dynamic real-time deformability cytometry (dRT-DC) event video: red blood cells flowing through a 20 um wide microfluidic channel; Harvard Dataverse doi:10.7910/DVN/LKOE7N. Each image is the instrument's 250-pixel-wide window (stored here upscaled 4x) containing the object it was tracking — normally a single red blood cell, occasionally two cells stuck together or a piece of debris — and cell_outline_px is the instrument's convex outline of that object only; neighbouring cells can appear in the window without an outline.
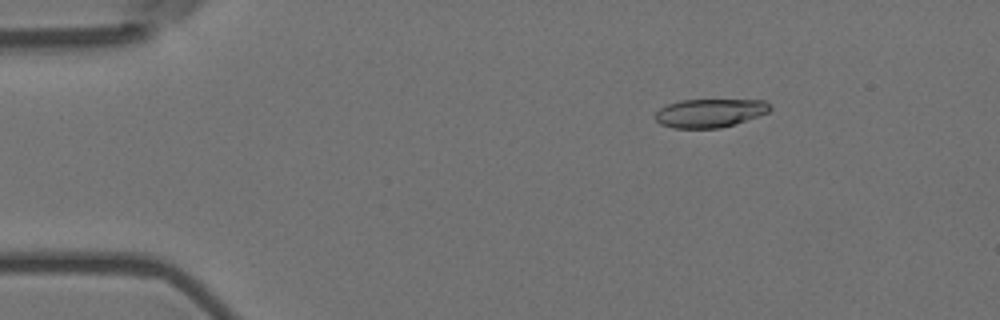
{"species": "Egyptian fruit bat (a non-hibernating species)", "species_latin": "Rousettus aegyptiacus", "temperature_condition": "room temperature", "stored_images_in_passage": 4, "camera_frame_rate_fps": 3000, "um_per_image_px": 0.085, "animal": {"sex": "female"}, "frame": {"image": 1, "passage_image": 2, "time_ms": 0.333, "image_size_px": [1000, 320], "cell_outline_px": [[772, 108], [768, 112], [720, 128], [672, 128], [660, 124], [652, 116], [660, 108], [668, 104], [680, 100], [764, 100]], "centroid_in_image_um": [60.26, 9.6], "position_along_channel_um": 24.7, "area_um2": 18.9}}